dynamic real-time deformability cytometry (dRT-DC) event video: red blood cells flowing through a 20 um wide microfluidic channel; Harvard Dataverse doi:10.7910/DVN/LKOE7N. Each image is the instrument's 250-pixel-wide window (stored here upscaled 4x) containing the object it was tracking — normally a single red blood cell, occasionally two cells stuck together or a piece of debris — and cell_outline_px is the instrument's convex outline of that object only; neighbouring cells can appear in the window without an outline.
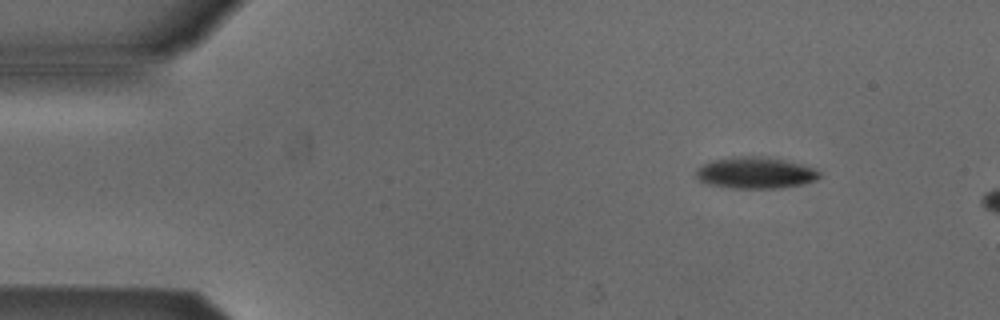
{"species": "Egyptian fruit bat (a non-hibernating species)", "species_latin": "Rousettus aegyptiacus", "temperature_condition": "cold", "stored_images_in_passage": 3, "camera_frame_rate_fps": 3000, "um_per_image_px": 0.085, "animal": {"sex": "male"}, "frame": {"image": 1, "passage_image": 1, "time_ms": 0.0, "image_size_px": [1000, 320], "cell_outline_px": [[824, 176], [816, 180], [784, 188], [732, 188], [704, 184], [696, 176], [696, 168], [704, 164], [716, 160], [736, 156], [764, 156], [804, 164], [816, 168]], "centroid_in_image_um": [64.26, 14.69], "position_along_channel_um": 20.7, "area_um2": 22.89}}